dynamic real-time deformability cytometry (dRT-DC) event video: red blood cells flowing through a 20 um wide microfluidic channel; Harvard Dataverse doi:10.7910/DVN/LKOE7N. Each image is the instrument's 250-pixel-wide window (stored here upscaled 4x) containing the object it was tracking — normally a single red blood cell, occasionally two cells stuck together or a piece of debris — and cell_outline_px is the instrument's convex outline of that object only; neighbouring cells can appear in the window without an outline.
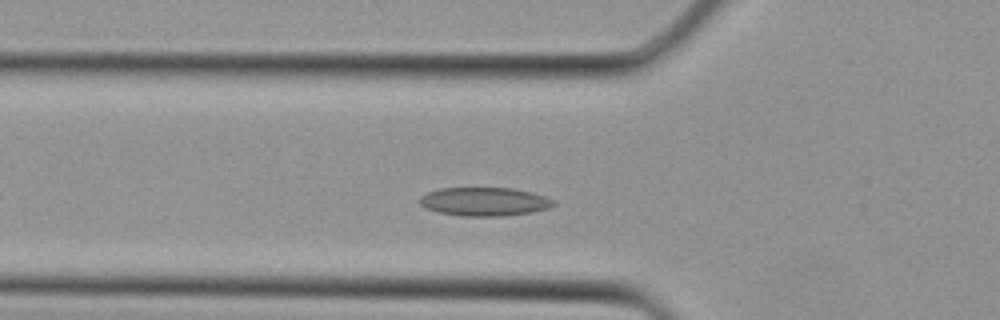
{"species": "Egyptian fruit bat (a non-hibernating species)", "species_latin": "Rousettus aegyptiacus", "temperature_condition": "cold", "stored_images_in_passage": 2, "camera_frame_rate_fps": 3000, "um_per_image_px": 0.085, "animal": {"sex": "female"}, "frame": {"image": 1, "passage_image": 2, "time_ms": 0.333, "image_size_px": [1000, 320], "cell_outline_px": [[556, 204], [548, 208], [532, 212], [504, 216], [460, 216], [440, 212], [428, 208], [420, 204], [420, 196], [428, 192], [440, 188], [512, 188], [532, 192], [544, 196], [552, 200]], "centroid_in_image_um": [41.18, 17.14], "position_along_channel_um": 84.6, "area_um2": 22.14}}